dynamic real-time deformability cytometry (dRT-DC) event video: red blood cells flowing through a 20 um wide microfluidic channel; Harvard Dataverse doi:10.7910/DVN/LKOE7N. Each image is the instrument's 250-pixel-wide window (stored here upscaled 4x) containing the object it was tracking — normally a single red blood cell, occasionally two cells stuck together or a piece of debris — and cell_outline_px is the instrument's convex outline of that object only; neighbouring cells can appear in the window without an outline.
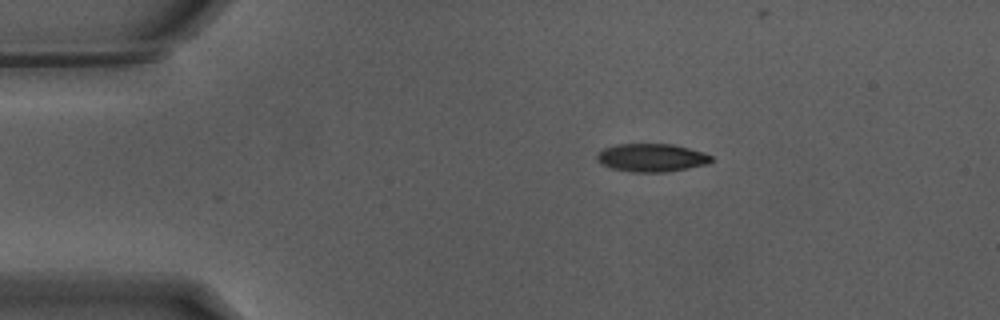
{"species": "Egyptian fruit bat (a non-hibernating species)", "species_latin": "Rousettus aegyptiacus", "temperature_condition": "warm", "stored_images_in_passage": 46, "camera_frame_rate_fps": 3000, "um_per_image_px": 0.085, "animal": {"sex": "male"}, "frame": {"image": 1, "passage_image": 1, "time_ms": 0.0, "image_size_px": [1000, 320], "cell_outline_px": [[712, 160], [708, 164], [688, 168], [664, 172], [632, 172], [612, 168], [600, 164], [596, 160], [596, 152], [604, 148], [616, 144], [672, 144], [704, 152], [712, 156]], "centroid_in_image_um": [55.35, 13.4], "position_along_channel_um": 29.7, "area_um2": 18.84}}
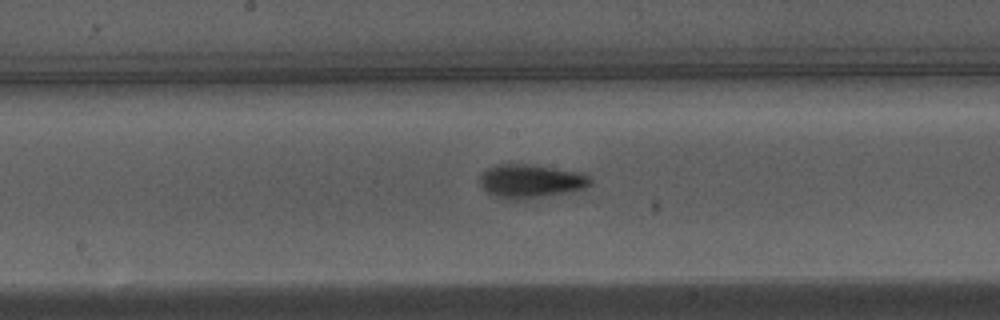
{"frame": {"image": 2, "passage_image": 19, "time_ms": 6.0, "image_size_px": [1000, 320], "cell_outline_px": [[592, 184], [584, 188], [568, 192], [520, 200], [512, 200], [496, 196], [488, 192], [480, 184], [480, 176], [488, 168], [496, 164], [532, 164], [576, 172], [588, 176], [592, 180]], "centroid_in_image_um": [45.1, 15.39], "position_along_channel_um": 203.1, "area_um2": 21.39}}
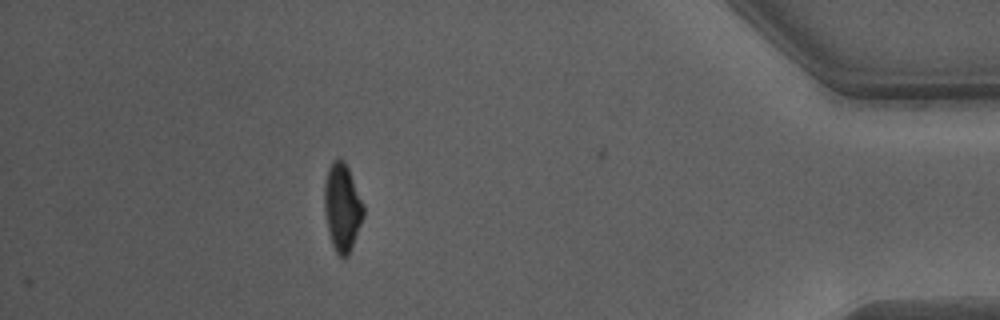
{"frame": {"image": 3, "passage_image": 39, "time_ms": 12.667, "image_size_px": [1000, 320], "cell_outline_px": [[364, 216], [352, 248], [348, 256], [340, 256], [336, 252], [332, 244], [328, 232], [324, 212], [324, 184], [328, 168], [332, 160], [336, 156], [344, 160], [348, 168], [364, 204]], "centroid_in_image_um": [29.08, 17.59], "position_along_channel_um": 406.1, "area_um2": 20.23}, "authors_computed_cell_mechanics": {"area_um2": 20.1144, "velocity_mm_per_s": 3.8309, "shape_relaxation_time_tau1_ms": 3.3333, "shape_relaxation_time_tau2_ms": 1.6976, "deformation_change_tau1": 0.1883, "deformation_change_tau2": 0.0926}}